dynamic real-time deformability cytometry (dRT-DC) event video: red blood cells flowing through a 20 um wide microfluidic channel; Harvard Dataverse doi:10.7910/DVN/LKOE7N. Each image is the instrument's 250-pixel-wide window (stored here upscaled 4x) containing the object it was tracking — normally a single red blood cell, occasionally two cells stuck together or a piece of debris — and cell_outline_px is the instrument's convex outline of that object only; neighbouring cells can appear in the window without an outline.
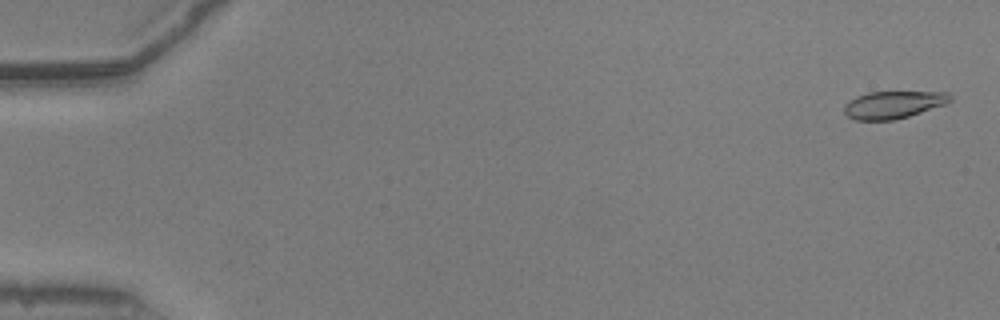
{"species": "common noctule bat (a hibernating species)", "species_latin": "Nyctalus noctula", "temperature_condition": "warm", "stored_images_in_passage": 19, "camera_frame_rate_fps": 3000, "um_per_image_px": 0.085, "animal": {"sex": "male", "body_mass_g": 20.5, "forearm_length_mm": 52.5}, "frame": {"image": 1, "passage_image": 2, "time_ms": 0.333, "image_size_px": [1000, 320], "cell_outline_px": [[952, 100], [944, 104], [908, 116], [892, 120], [856, 120], [848, 116], [844, 112], [844, 104], [856, 96], [868, 92], [948, 92], [952, 96]], "centroid_in_image_um": [75.91, 8.89], "position_along_channel_um": 9.1, "area_um2": 16.76}}
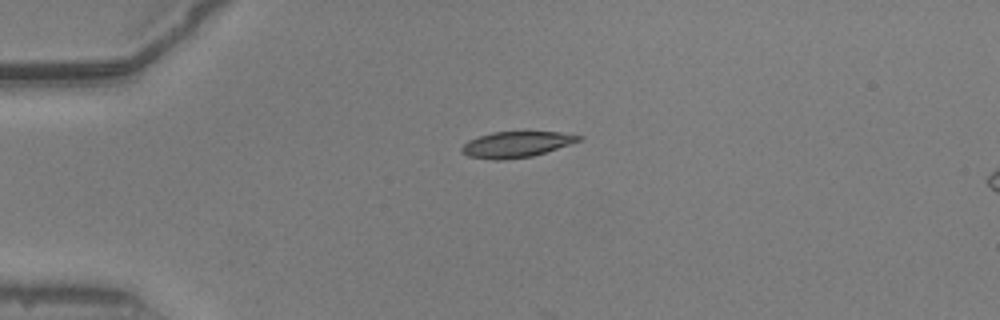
{"frame": {"image": 2, "passage_image": 14, "time_ms": 4.333, "image_size_px": [1000, 320], "cell_outline_px": [[584, 140], [532, 156], [504, 160], [492, 160], [468, 156], [460, 152], [460, 148], [468, 140], [492, 132], [560, 132], [584, 136]], "centroid_in_image_um": [43.9, 12.28], "position_along_channel_um": 41.1, "area_um2": 17.74}}